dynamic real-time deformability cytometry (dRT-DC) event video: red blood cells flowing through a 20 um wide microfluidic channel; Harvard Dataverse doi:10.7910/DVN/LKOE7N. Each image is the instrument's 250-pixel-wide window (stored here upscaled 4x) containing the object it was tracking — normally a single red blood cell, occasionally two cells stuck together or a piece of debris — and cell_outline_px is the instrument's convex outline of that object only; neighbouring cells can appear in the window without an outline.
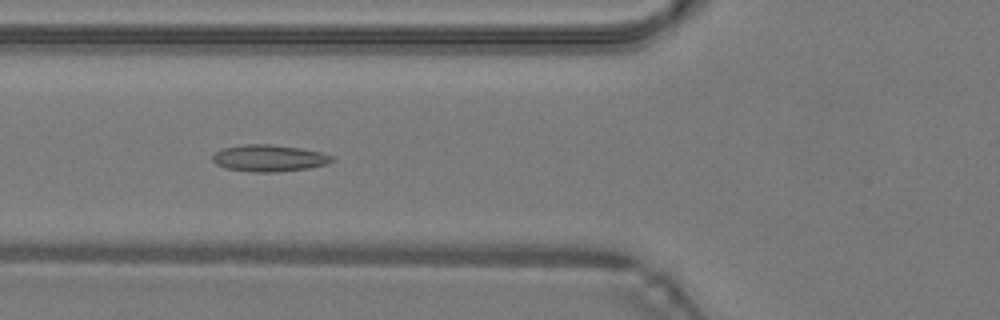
{"species": "common noctule bat (a hibernating species)", "species_latin": "Nyctalus noctula", "temperature_condition": "warm", "stored_images_in_passage": 48, "camera_frame_rate_fps": 3000, "um_per_image_px": 0.085, "animal": {"sex": "male", "body_mass_g": 19.2, "forearm_length_mm": 51.8}, "frame": {"image": 1, "passage_image": 18, "time_ms": 5.667, "image_size_px": [1000, 320], "cell_outline_px": [[336, 160], [328, 164], [308, 168], [276, 172], [252, 172], [228, 168], [216, 164], [212, 160], [212, 152], [224, 148], [244, 144], [268, 144], [300, 148], [320, 152], [332, 156]], "centroid_in_image_um": [22.87, 13.44], "position_along_channel_um": 102.9, "area_um2": 18.61}}
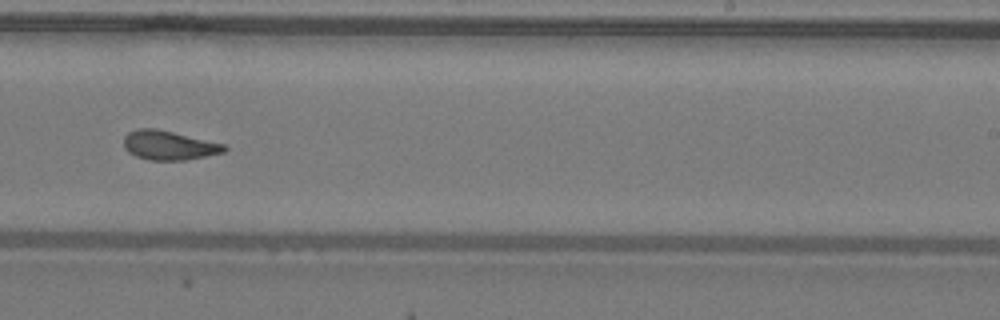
{"frame": {"image": 2, "passage_image": 30, "time_ms": 9.667, "image_size_px": [1000, 320], "cell_outline_px": [[228, 148], [224, 152], [184, 160], [148, 160], [136, 156], [128, 152], [124, 148], [124, 136], [128, 132], [136, 128], [156, 128], [224, 144]], "centroid_in_image_um": [14.31, 12.34], "position_along_channel_um": 274.7, "area_um2": 17.05}}
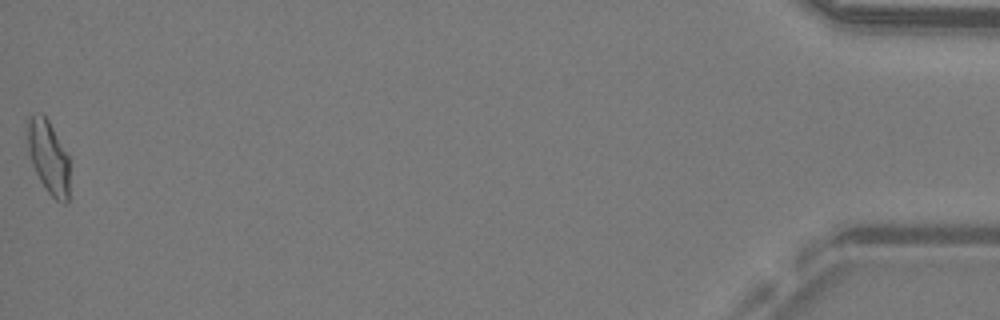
{"frame": {"image": 3, "passage_image": 48, "time_ms": 15.667, "image_size_px": [1000, 320], "cell_outline_px": [[68, 204], [64, 204], [56, 200], [44, 188], [32, 164], [28, 148], [28, 116], [40, 112], [44, 112], [68, 156]], "centroid_in_image_um": [4.11, 13.34], "position_along_channel_um": 431.1, "area_um2": 17.8}, "authors_computed_cell_mechanics": {"area_um2": 17.7446, "velocity_mm_per_s": 4.2972, "shape_relaxation_time_tau1_ms": null, "shape_relaxation_time_tau2_ms": 1.8153, "deformation_change_tau1": null, "deformation_change_tau2": 0.0921}}